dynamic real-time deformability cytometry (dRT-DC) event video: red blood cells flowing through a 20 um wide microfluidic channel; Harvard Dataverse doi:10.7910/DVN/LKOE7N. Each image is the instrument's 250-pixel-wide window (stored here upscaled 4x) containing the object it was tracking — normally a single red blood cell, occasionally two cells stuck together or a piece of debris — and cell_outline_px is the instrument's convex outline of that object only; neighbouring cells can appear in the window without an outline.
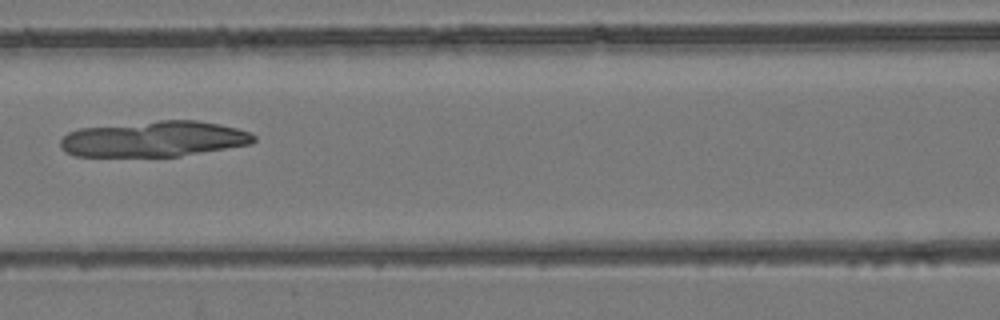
{"species": "common noctule bat (a hibernating species)", "species_latin": "Nyctalus noctula", "temperature_condition": "room temperature", "stored_images_in_passage": 7, "camera_frame_rate_fps": 3000, "um_per_image_px": 0.085, "animal": {"sex": "female", "body_mass_g": 24.6, "forearm_length_mm": 56.2}, "frame": {"image": 1, "passage_image": 7, "time_ms": 7.667, "image_size_px": [1000, 320], "cell_outline_px": [[256, 140], [248, 144], [180, 156], [72, 156], [64, 152], [60, 148], [60, 140], [68, 132], [80, 128], [160, 120], [196, 120], [220, 124], [236, 128], [248, 132], [256, 136]], "centroid_in_image_um": [13.04, 11.81], "position_along_channel_um": 153.6, "area_um2": 40.11}}